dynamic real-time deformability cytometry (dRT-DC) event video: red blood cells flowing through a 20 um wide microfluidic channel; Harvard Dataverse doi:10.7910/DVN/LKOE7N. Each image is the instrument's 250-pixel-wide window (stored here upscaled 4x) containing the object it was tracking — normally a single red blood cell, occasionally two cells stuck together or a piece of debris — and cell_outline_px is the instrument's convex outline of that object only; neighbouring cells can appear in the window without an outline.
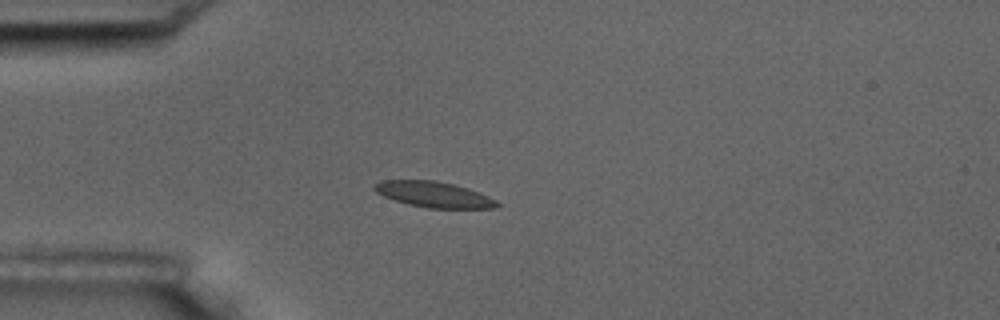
{"species": "common noctule bat (a hibernating species)", "species_latin": "Nyctalus noctula", "temperature_condition": "room temperature", "stored_images_in_passage": 7, "camera_frame_rate_fps": 3000, "um_per_image_px": 0.085, "animal": {"sex": "male", "body_mass_g": 17.5, "forearm_length_mm": 52.3}, "frame": {"image": 1, "passage_image": 1, "time_ms": 0.0, "image_size_px": [1000, 320], "cell_outline_px": [[500, 204], [496, 208], [428, 208], [408, 204], [384, 196], [376, 192], [372, 188], [372, 184], [380, 180], [436, 180], [468, 188], [480, 192], [496, 200]], "centroid_in_image_um": [36.86, 16.52], "position_along_channel_um": 48.1, "area_um2": 18.44}}
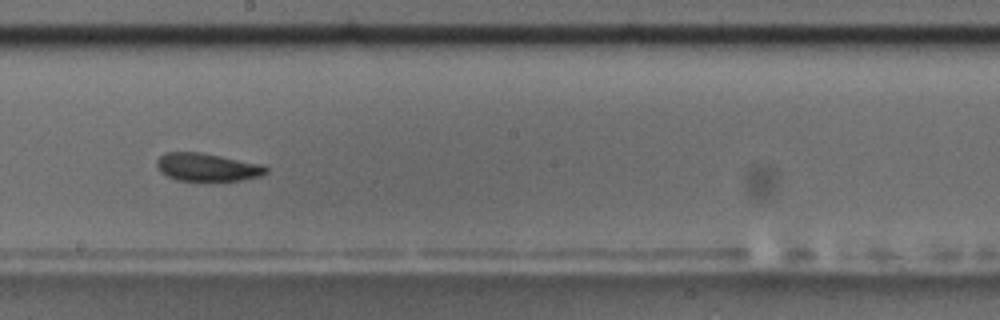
{"frame": {"image": 2, "passage_image": 6, "time_ms": 5.667, "image_size_px": [1000, 320], "cell_outline_px": [[268, 172], [260, 176], [240, 180], [176, 180], [160, 172], [156, 168], [156, 160], [160, 156], [168, 152], [200, 152], [264, 164], [268, 168]], "centroid_in_image_um": [17.62, 14.2], "position_along_channel_um": 230.6, "area_um2": 17.8}}
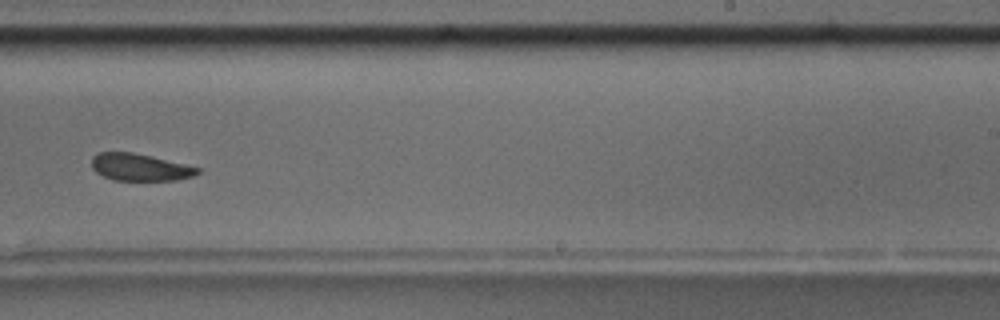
{"frame": {"image": 3, "passage_image": 7, "time_ms": 7.0, "image_size_px": [1000, 320], "cell_outline_px": [[200, 172], [192, 176], [176, 180], [112, 180], [96, 172], [92, 168], [92, 156], [100, 152], [132, 152], [184, 164], [200, 168]], "centroid_in_image_um": [11.86, 14.22], "position_along_channel_um": 277.1, "area_um2": 16.53}}